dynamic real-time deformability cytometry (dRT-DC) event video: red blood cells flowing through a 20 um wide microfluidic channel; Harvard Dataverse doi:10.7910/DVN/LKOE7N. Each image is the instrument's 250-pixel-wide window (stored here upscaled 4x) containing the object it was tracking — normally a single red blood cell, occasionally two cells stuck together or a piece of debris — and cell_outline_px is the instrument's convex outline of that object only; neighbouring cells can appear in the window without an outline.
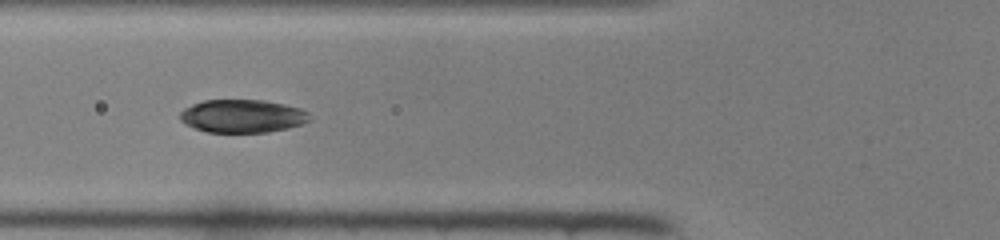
{"species": "common noctule bat (a hibernating species)", "species_latin": "Nyctalus noctula", "temperature_condition": "room temperature", "stored_images_in_passage": 13, "camera_frame_rate_fps": 3000, "um_per_image_px": 0.085, "animal": {"sex": "female", "body_mass_g": 22.0, "forearm_length_mm": 56.7}, "frame": {"image": 1, "passage_image": 8, "time_ms": 2.333, "image_size_px": [1000, 240], "cell_outline_px": [[312, 120], [288, 128], [268, 132], [208, 132], [184, 124], [180, 120], [180, 112], [184, 108], [192, 104], [204, 100], [264, 100], [284, 104], [300, 108], [308, 112], [312, 116]], "centroid_in_image_um": [20.62, 9.86], "position_along_channel_um": 105.2, "area_um2": 25.09}}